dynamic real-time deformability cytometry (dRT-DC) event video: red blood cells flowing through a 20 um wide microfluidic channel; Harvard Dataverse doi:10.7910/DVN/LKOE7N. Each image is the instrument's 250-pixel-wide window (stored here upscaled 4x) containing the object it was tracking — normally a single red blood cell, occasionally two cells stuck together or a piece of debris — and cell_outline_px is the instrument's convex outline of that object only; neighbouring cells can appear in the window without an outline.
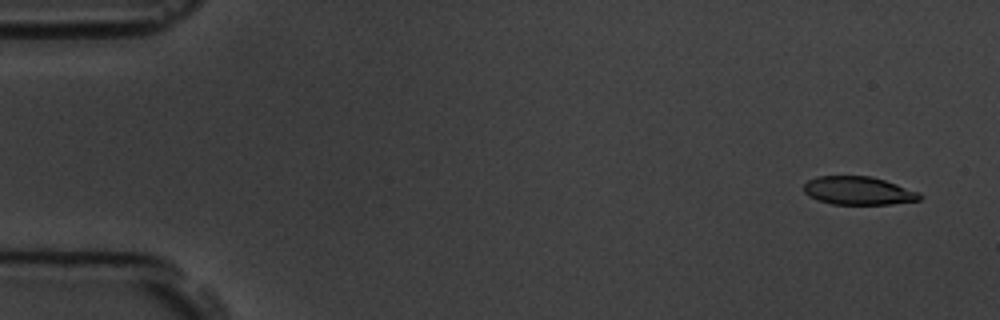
{"species": "common noctule bat (a hibernating species)", "species_latin": "Nyctalus noctula", "temperature_condition": "room temperature", "stored_images_in_passage": 6, "segment_of_instrument_passage": [2, 2], "camera_frame_rate_fps": 3000, "um_per_image_px": 0.085, "animal": {"sex": "male", "body_mass_g": 19.5, "forearm_length_mm": 54.6}, "frame": {"image": 1, "passage_image": 6, "time_ms": 6.667, "image_size_px": [1000, 320], "cell_outline_px": [[924, 196], [920, 200], [892, 204], [832, 204], [816, 200], [808, 196], [804, 192], [804, 184], [808, 180], [816, 176], [872, 176], [920, 192]], "centroid_in_image_um": [72.96, 16.21], "position_along_channel_um": 12.0, "area_um2": 19.25}}